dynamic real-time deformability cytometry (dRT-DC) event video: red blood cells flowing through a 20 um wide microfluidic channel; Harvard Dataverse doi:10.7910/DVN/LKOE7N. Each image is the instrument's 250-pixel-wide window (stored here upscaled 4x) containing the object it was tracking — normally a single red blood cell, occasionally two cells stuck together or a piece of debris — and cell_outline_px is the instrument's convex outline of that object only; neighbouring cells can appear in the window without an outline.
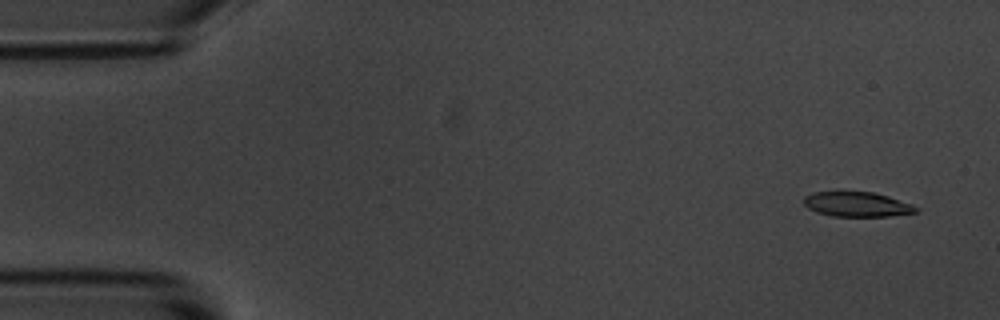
{"species": "common noctule bat (a hibernating species)", "species_latin": "Nyctalus noctula", "temperature_condition": "room temperature", "stored_images_in_passage": 5, "camera_frame_rate_fps": 3000, "um_per_image_px": 0.085, "animal": {"sex": "male", "body_mass_g": 20.1, "forearm_length_mm": 53.5}, "frame": {"image": 1, "passage_image": 1, "time_ms": 0.0, "image_size_px": [1000, 320], "cell_outline_px": [[920, 208], [916, 212], [888, 216], [832, 216], [816, 212], [808, 208], [804, 204], [804, 196], [812, 192], [872, 192], [888, 196], [912, 204]], "centroid_in_image_um": [72.84, 17.37], "position_along_channel_um": 12.2, "area_um2": 16.13}}
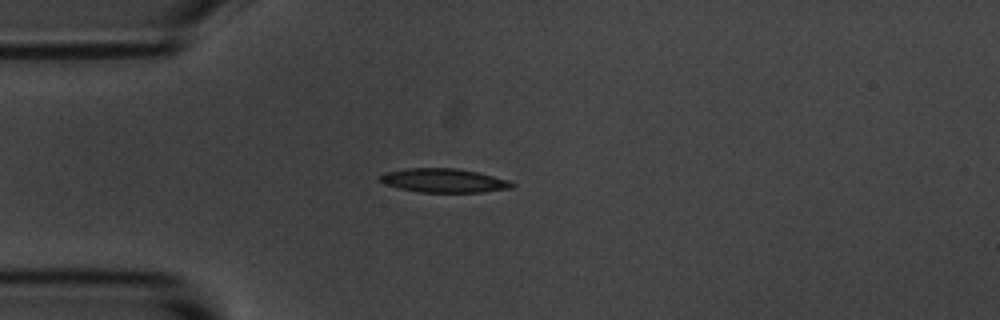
{"frame": {"image": 2, "passage_image": 4, "time_ms": 3.667, "image_size_px": [1000, 320], "cell_outline_px": [[516, 184], [512, 188], [484, 192], [420, 192], [400, 188], [384, 184], [376, 180], [376, 176], [384, 172], [408, 168], [456, 168], [480, 172], [512, 180]], "centroid_in_image_um": [37.73, 15.33], "position_along_channel_um": 47.3, "area_um2": 18.84}}